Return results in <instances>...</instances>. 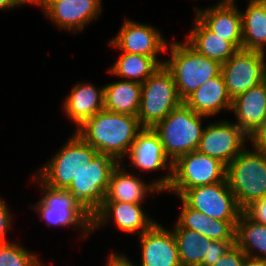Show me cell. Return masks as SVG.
Segmentation results:
<instances>
[{"instance_id":"2e32d148","label":"cell","mask_w":266,"mask_h":266,"mask_svg":"<svg viewBox=\"0 0 266 266\" xmlns=\"http://www.w3.org/2000/svg\"><path fill=\"white\" fill-rule=\"evenodd\" d=\"M141 204L124 202H103L101 207L92 215V231L106 225L114 217V224L121 231L130 234H143L156 222L147 216Z\"/></svg>"},{"instance_id":"7a4b0ae2","label":"cell","mask_w":266,"mask_h":266,"mask_svg":"<svg viewBox=\"0 0 266 266\" xmlns=\"http://www.w3.org/2000/svg\"><path fill=\"white\" fill-rule=\"evenodd\" d=\"M250 149H244L226 166L228 187L242 211L266 197V154Z\"/></svg>"},{"instance_id":"d590c367","label":"cell","mask_w":266,"mask_h":266,"mask_svg":"<svg viewBox=\"0 0 266 266\" xmlns=\"http://www.w3.org/2000/svg\"><path fill=\"white\" fill-rule=\"evenodd\" d=\"M106 266H135L134 263L127 256L123 254L111 253L108 255Z\"/></svg>"},{"instance_id":"5b68a950","label":"cell","mask_w":266,"mask_h":266,"mask_svg":"<svg viewBox=\"0 0 266 266\" xmlns=\"http://www.w3.org/2000/svg\"><path fill=\"white\" fill-rule=\"evenodd\" d=\"M33 176L38 179L36 181L44 194L33 207L40 214V219H43L48 227L78 226L82 236H88L92 232V215L68 190L51 188L35 174Z\"/></svg>"},{"instance_id":"8fae6325","label":"cell","mask_w":266,"mask_h":266,"mask_svg":"<svg viewBox=\"0 0 266 266\" xmlns=\"http://www.w3.org/2000/svg\"><path fill=\"white\" fill-rule=\"evenodd\" d=\"M181 198L191 208L217 220L238 221L242 212L226 180L191 188Z\"/></svg>"},{"instance_id":"277c9868","label":"cell","mask_w":266,"mask_h":266,"mask_svg":"<svg viewBox=\"0 0 266 266\" xmlns=\"http://www.w3.org/2000/svg\"><path fill=\"white\" fill-rule=\"evenodd\" d=\"M204 117L208 118L194 112L182 102L152 128L159 136L164 152L172 163L180 156L197 150L204 131Z\"/></svg>"},{"instance_id":"60d3db41","label":"cell","mask_w":266,"mask_h":266,"mask_svg":"<svg viewBox=\"0 0 266 266\" xmlns=\"http://www.w3.org/2000/svg\"><path fill=\"white\" fill-rule=\"evenodd\" d=\"M264 83H265V86H266V76H265V78H264V81H263Z\"/></svg>"},{"instance_id":"4fadbf2b","label":"cell","mask_w":266,"mask_h":266,"mask_svg":"<svg viewBox=\"0 0 266 266\" xmlns=\"http://www.w3.org/2000/svg\"><path fill=\"white\" fill-rule=\"evenodd\" d=\"M109 44L119 48L121 52L153 57L160 65H164V61L157 60V56L159 53L168 52L169 45L154 26L128 19H125L120 31Z\"/></svg>"},{"instance_id":"5bb4252c","label":"cell","mask_w":266,"mask_h":266,"mask_svg":"<svg viewBox=\"0 0 266 266\" xmlns=\"http://www.w3.org/2000/svg\"><path fill=\"white\" fill-rule=\"evenodd\" d=\"M128 156L130 165L141 171L169 170L170 173L153 181L163 192L166 190L171 181L172 162L166 156L160 138L152 128H143L138 133Z\"/></svg>"},{"instance_id":"4dcf8cb0","label":"cell","mask_w":266,"mask_h":266,"mask_svg":"<svg viewBox=\"0 0 266 266\" xmlns=\"http://www.w3.org/2000/svg\"><path fill=\"white\" fill-rule=\"evenodd\" d=\"M233 245L235 241L212 240L208 246V266L215 264Z\"/></svg>"},{"instance_id":"e575fe53","label":"cell","mask_w":266,"mask_h":266,"mask_svg":"<svg viewBox=\"0 0 266 266\" xmlns=\"http://www.w3.org/2000/svg\"><path fill=\"white\" fill-rule=\"evenodd\" d=\"M245 212L256 222L266 225V197L254 202Z\"/></svg>"},{"instance_id":"ab89813d","label":"cell","mask_w":266,"mask_h":266,"mask_svg":"<svg viewBox=\"0 0 266 266\" xmlns=\"http://www.w3.org/2000/svg\"><path fill=\"white\" fill-rule=\"evenodd\" d=\"M235 0H220V2L218 1L217 4H215V6H235L234 2Z\"/></svg>"},{"instance_id":"f546056e","label":"cell","mask_w":266,"mask_h":266,"mask_svg":"<svg viewBox=\"0 0 266 266\" xmlns=\"http://www.w3.org/2000/svg\"><path fill=\"white\" fill-rule=\"evenodd\" d=\"M14 242L0 243V266H43L37 255Z\"/></svg>"},{"instance_id":"d4e9b609","label":"cell","mask_w":266,"mask_h":266,"mask_svg":"<svg viewBox=\"0 0 266 266\" xmlns=\"http://www.w3.org/2000/svg\"><path fill=\"white\" fill-rule=\"evenodd\" d=\"M242 18V49L265 53L266 0H250Z\"/></svg>"},{"instance_id":"4316f807","label":"cell","mask_w":266,"mask_h":266,"mask_svg":"<svg viewBox=\"0 0 266 266\" xmlns=\"http://www.w3.org/2000/svg\"><path fill=\"white\" fill-rule=\"evenodd\" d=\"M172 232L177 242L181 266H208V246L211 239L182 228L177 222Z\"/></svg>"},{"instance_id":"603a6c76","label":"cell","mask_w":266,"mask_h":266,"mask_svg":"<svg viewBox=\"0 0 266 266\" xmlns=\"http://www.w3.org/2000/svg\"><path fill=\"white\" fill-rule=\"evenodd\" d=\"M182 209L177 223L182 228L193 230L211 240L235 241L237 221H223L207 217L191 208L181 197Z\"/></svg>"},{"instance_id":"e0dca14e","label":"cell","mask_w":266,"mask_h":266,"mask_svg":"<svg viewBox=\"0 0 266 266\" xmlns=\"http://www.w3.org/2000/svg\"><path fill=\"white\" fill-rule=\"evenodd\" d=\"M141 266H181L173 232L157 222L139 236Z\"/></svg>"},{"instance_id":"cb8c5ba5","label":"cell","mask_w":266,"mask_h":266,"mask_svg":"<svg viewBox=\"0 0 266 266\" xmlns=\"http://www.w3.org/2000/svg\"><path fill=\"white\" fill-rule=\"evenodd\" d=\"M194 26L185 41L198 53L222 65L238 51L230 41L212 32L197 16Z\"/></svg>"},{"instance_id":"44dd1931","label":"cell","mask_w":266,"mask_h":266,"mask_svg":"<svg viewBox=\"0 0 266 266\" xmlns=\"http://www.w3.org/2000/svg\"><path fill=\"white\" fill-rule=\"evenodd\" d=\"M183 102L194 112L211 117L223 110L231 111L232 98L229 96L222 74L206 81L188 95Z\"/></svg>"},{"instance_id":"f35d334b","label":"cell","mask_w":266,"mask_h":266,"mask_svg":"<svg viewBox=\"0 0 266 266\" xmlns=\"http://www.w3.org/2000/svg\"><path fill=\"white\" fill-rule=\"evenodd\" d=\"M14 4L12 2V0H0V10H4L6 11V9L9 10V8H13L14 9Z\"/></svg>"},{"instance_id":"74e56055","label":"cell","mask_w":266,"mask_h":266,"mask_svg":"<svg viewBox=\"0 0 266 266\" xmlns=\"http://www.w3.org/2000/svg\"><path fill=\"white\" fill-rule=\"evenodd\" d=\"M243 266H266V259H256L246 256Z\"/></svg>"},{"instance_id":"8992f818","label":"cell","mask_w":266,"mask_h":266,"mask_svg":"<svg viewBox=\"0 0 266 266\" xmlns=\"http://www.w3.org/2000/svg\"><path fill=\"white\" fill-rule=\"evenodd\" d=\"M182 102L171 72L165 65H161L141 84L137 117L143 128H153Z\"/></svg>"},{"instance_id":"7402d4cb","label":"cell","mask_w":266,"mask_h":266,"mask_svg":"<svg viewBox=\"0 0 266 266\" xmlns=\"http://www.w3.org/2000/svg\"><path fill=\"white\" fill-rule=\"evenodd\" d=\"M63 109L79 128L86 120L104 109V86L77 83L63 102Z\"/></svg>"},{"instance_id":"836d02e7","label":"cell","mask_w":266,"mask_h":266,"mask_svg":"<svg viewBox=\"0 0 266 266\" xmlns=\"http://www.w3.org/2000/svg\"><path fill=\"white\" fill-rule=\"evenodd\" d=\"M248 141L251 143L252 147L257 151L266 153V119L249 136Z\"/></svg>"},{"instance_id":"6da1fadb","label":"cell","mask_w":266,"mask_h":266,"mask_svg":"<svg viewBox=\"0 0 266 266\" xmlns=\"http://www.w3.org/2000/svg\"><path fill=\"white\" fill-rule=\"evenodd\" d=\"M142 129L137 116L102 109L74 132L98 153L111 156L121 163Z\"/></svg>"},{"instance_id":"ffe728a7","label":"cell","mask_w":266,"mask_h":266,"mask_svg":"<svg viewBox=\"0 0 266 266\" xmlns=\"http://www.w3.org/2000/svg\"><path fill=\"white\" fill-rule=\"evenodd\" d=\"M196 16L217 36L242 49V18L237 6L195 7Z\"/></svg>"},{"instance_id":"3957f363","label":"cell","mask_w":266,"mask_h":266,"mask_svg":"<svg viewBox=\"0 0 266 266\" xmlns=\"http://www.w3.org/2000/svg\"><path fill=\"white\" fill-rule=\"evenodd\" d=\"M168 47L170 56L164 61L171 72L179 97L184 100L206 81L221 73V64L198 53L187 42H173Z\"/></svg>"},{"instance_id":"1f68e13d","label":"cell","mask_w":266,"mask_h":266,"mask_svg":"<svg viewBox=\"0 0 266 266\" xmlns=\"http://www.w3.org/2000/svg\"><path fill=\"white\" fill-rule=\"evenodd\" d=\"M246 254L235 244L211 266H243Z\"/></svg>"},{"instance_id":"f1b7e54d","label":"cell","mask_w":266,"mask_h":266,"mask_svg":"<svg viewBox=\"0 0 266 266\" xmlns=\"http://www.w3.org/2000/svg\"><path fill=\"white\" fill-rule=\"evenodd\" d=\"M160 66L161 65L158 61H156L153 57L122 52L114 65L108 69V72L123 78L124 80L142 84Z\"/></svg>"},{"instance_id":"ba28073f","label":"cell","mask_w":266,"mask_h":266,"mask_svg":"<svg viewBox=\"0 0 266 266\" xmlns=\"http://www.w3.org/2000/svg\"><path fill=\"white\" fill-rule=\"evenodd\" d=\"M226 180V165L218 159L192 151L172 163L171 181L165 191L181 197L187 190Z\"/></svg>"},{"instance_id":"9a60e30c","label":"cell","mask_w":266,"mask_h":266,"mask_svg":"<svg viewBox=\"0 0 266 266\" xmlns=\"http://www.w3.org/2000/svg\"><path fill=\"white\" fill-rule=\"evenodd\" d=\"M102 0H48L43 9L45 17L59 29L72 33L84 30L102 12Z\"/></svg>"},{"instance_id":"8d00e7d4","label":"cell","mask_w":266,"mask_h":266,"mask_svg":"<svg viewBox=\"0 0 266 266\" xmlns=\"http://www.w3.org/2000/svg\"><path fill=\"white\" fill-rule=\"evenodd\" d=\"M48 0H12L13 4L15 7H21L23 6V4L25 5V3H30V4H37L38 6H40L42 8V10L45 8L46 4H47Z\"/></svg>"},{"instance_id":"484cf974","label":"cell","mask_w":266,"mask_h":266,"mask_svg":"<svg viewBox=\"0 0 266 266\" xmlns=\"http://www.w3.org/2000/svg\"><path fill=\"white\" fill-rule=\"evenodd\" d=\"M141 101V84L120 80L104 86V109L132 116H138Z\"/></svg>"},{"instance_id":"7c38bea8","label":"cell","mask_w":266,"mask_h":266,"mask_svg":"<svg viewBox=\"0 0 266 266\" xmlns=\"http://www.w3.org/2000/svg\"><path fill=\"white\" fill-rule=\"evenodd\" d=\"M249 136L235 123L222 120L204 127L197 151L218 159L226 166L246 147Z\"/></svg>"},{"instance_id":"d6986e66","label":"cell","mask_w":266,"mask_h":266,"mask_svg":"<svg viewBox=\"0 0 266 266\" xmlns=\"http://www.w3.org/2000/svg\"><path fill=\"white\" fill-rule=\"evenodd\" d=\"M236 125L250 136L266 119V86L262 82L232 99Z\"/></svg>"},{"instance_id":"83f0119b","label":"cell","mask_w":266,"mask_h":266,"mask_svg":"<svg viewBox=\"0 0 266 266\" xmlns=\"http://www.w3.org/2000/svg\"><path fill=\"white\" fill-rule=\"evenodd\" d=\"M235 244L248 257L266 259V225L242 211L236 223Z\"/></svg>"},{"instance_id":"9c48e42d","label":"cell","mask_w":266,"mask_h":266,"mask_svg":"<svg viewBox=\"0 0 266 266\" xmlns=\"http://www.w3.org/2000/svg\"><path fill=\"white\" fill-rule=\"evenodd\" d=\"M118 164L115 158L98 153L76 174L67 189L91 215L101 207L111 174Z\"/></svg>"},{"instance_id":"d6a6232c","label":"cell","mask_w":266,"mask_h":266,"mask_svg":"<svg viewBox=\"0 0 266 266\" xmlns=\"http://www.w3.org/2000/svg\"><path fill=\"white\" fill-rule=\"evenodd\" d=\"M11 212L5 201H3L0 197V243H7L9 242L6 238L7 231L11 225Z\"/></svg>"},{"instance_id":"52a82bcc","label":"cell","mask_w":266,"mask_h":266,"mask_svg":"<svg viewBox=\"0 0 266 266\" xmlns=\"http://www.w3.org/2000/svg\"><path fill=\"white\" fill-rule=\"evenodd\" d=\"M98 152L75 132L67 143L52 156L36 176L47 186L67 190L78 172L83 170Z\"/></svg>"},{"instance_id":"30bf717a","label":"cell","mask_w":266,"mask_h":266,"mask_svg":"<svg viewBox=\"0 0 266 266\" xmlns=\"http://www.w3.org/2000/svg\"><path fill=\"white\" fill-rule=\"evenodd\" d=\"M264 58L263 52L240 49L221 65V74L232 99L264 81Z\"/></svg>"},{"instance_id":"ac0fdd59","label":"cell","mask_w":266,"mask_h":266,"mask_svg":"<svg viewBox=\"0 0 266 266\" xmlns=\"http://www.w3.org/2000/svg\"><path fill=\"white\" fill-rule=\"evenodd\" d=\"M121 167L119 163L113 170L103 202L142 204L147 193L163 192L154 182L147 184L139 176L126 172L125 166Z\"/></svg>"}]
</instances>
